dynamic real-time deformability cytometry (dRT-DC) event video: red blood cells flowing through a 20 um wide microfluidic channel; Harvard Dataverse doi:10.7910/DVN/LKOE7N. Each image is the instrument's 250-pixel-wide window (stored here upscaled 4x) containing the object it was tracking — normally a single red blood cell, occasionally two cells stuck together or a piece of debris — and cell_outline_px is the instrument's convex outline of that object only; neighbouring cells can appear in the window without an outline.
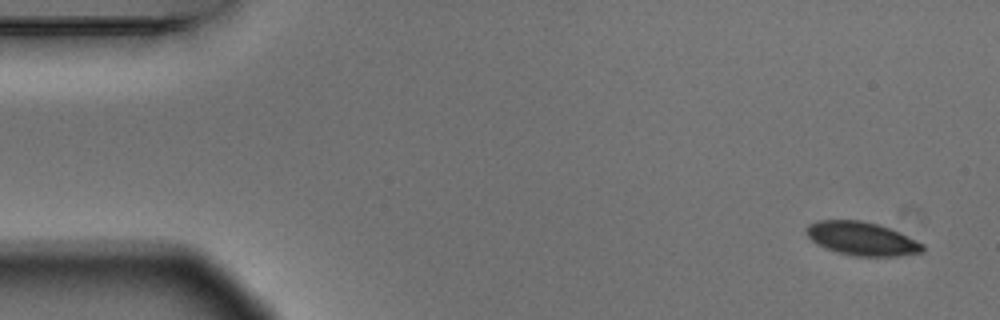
{"species": "Egyptian fruit bat (a non-hibernating species)", "species_latin": "Rousettus aegyptiacus", "temperature_condition": "warm", "stored_images_in_passage": 7, "camera_frame_rate_fps": 3000, "um_per_image_px": 0.085, "animal": {"sex": "male"}, "frame": {"image": 1, "passage_image": 1, "time_ms": 0.0, "image_size_px": [1000, 320], "cell_outline_px": [[924, 252], [900, 256], [856, 256], [836, 252], [816, 244], [804, 232], [804, 228], [808, 224], [816, 220], [860, 220], [880, 224], [924, 244]], "centroid_in_image_um": [73.22, 20.28], "position_along_channel_um": 11.8, "area_um2": 22.83}}
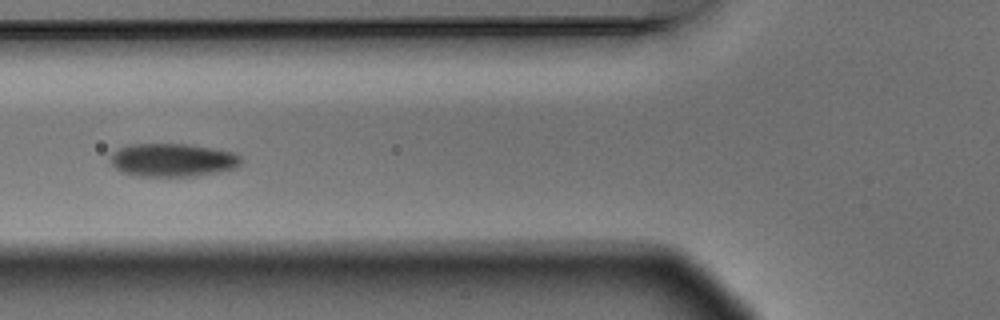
{"frame": {"image": 2, "passage_image": 6, "time_ms": 1.667, "image_size_px": [1000, 320], "cell_outline_px": [[244, 160], [236, 168], [220, 172], [196, 176], [136, 176], [120, 172], [112, 164], [112, 152], [128, 144], [188, 144], [216, 148], [236, 152]], "centroid_in_image_um": [14.74, 13.6], "position_along_channel_um": 111.1, "area_um2": 25.66}}
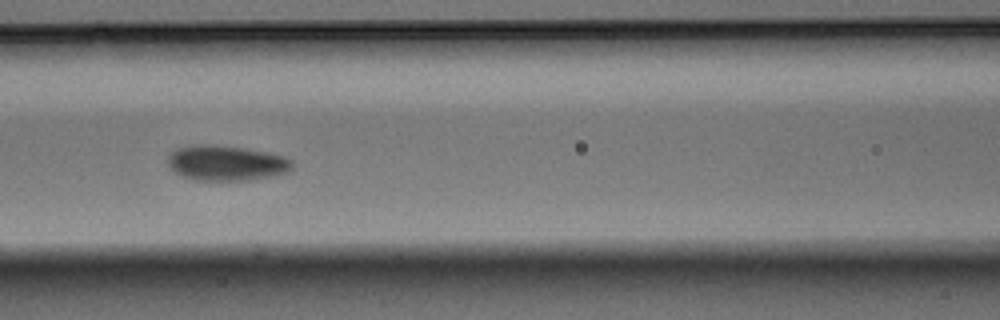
{"frame": {"image": 3, "passage_image": 7, "time_ms": 2.0, "image_size_px": [1000, 320], "cell_outline_px": [[292, 168], [288, 172], [272, 176], [248, 180], [192, 180], [176, 172], [168, 164], [168, 152], [172, 148], [192, 144], [216, 144], [244, 148], [284, 156], [292, 160]], "centroid_in_image_um": [19.18, 13.83], "position_along_channel_um": 147.4, "area_um2": 25.78}}